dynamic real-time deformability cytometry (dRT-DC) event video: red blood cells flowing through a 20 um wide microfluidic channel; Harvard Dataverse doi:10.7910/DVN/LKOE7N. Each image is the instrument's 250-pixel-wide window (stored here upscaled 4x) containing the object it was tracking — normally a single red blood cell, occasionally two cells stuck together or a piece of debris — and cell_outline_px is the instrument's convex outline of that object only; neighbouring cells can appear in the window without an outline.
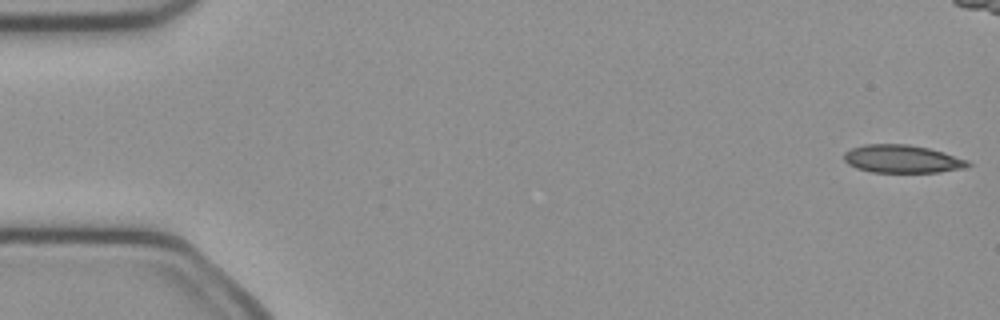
{"species": "common noctule bat (a hibernating species)", "species_latin": "Nyctalus noctula", "temperature_condition": "cold", "stored_images_in_passage": 51, "camera_frame_rate_fps": 3000, "um_per_image_px": 0.085, "animal": {"sex": "female", "body_mass_g": 21.9}, "frame": {"image": 1, "passage_image": 1, "time_ms": 0.0, "image_size_px": [1000, 320], "cell_outline_px": [[972, 164], [964, 168], [940, 172], [872, 172], [856, 168], [848, 164], [844, 160], [844, 152], [852, 148], [864, 144], [908, 144], [928, 148], [944, 152], [968, 160]], "centroid_in_image_um": [76.68, 13.51], "position_along_channel_um": 8.3, "area_um2": 20.23}}
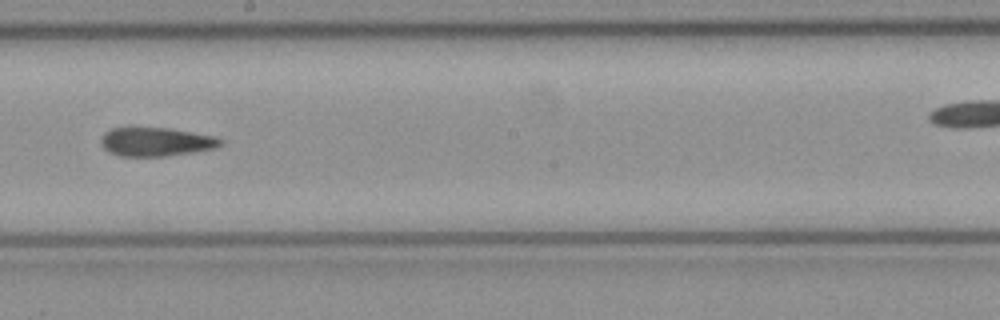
{"frame": {"image": 2, "passage_image": 28, "time_ms": 9.0, "image_size_px": [1000, 320], "cell_outline_px": [[224, 144], [216, 148], [168, 156], [120, 156], [108, 152], [100, 144], [100, 140], [104, 132], [112, 128], [168, 128], [216, 136], [224, 140]], "centroid_in_image_um": [13.28, 12.06], "position_along_channel_um": 234.9, "area_um2": 20.17}}
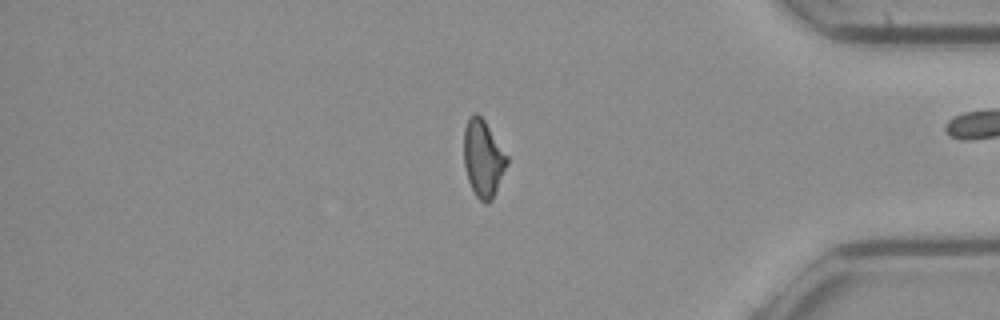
{"frame": {"image": 3, "passage_image": 42, "time_ms": 13.667, "image_size_px": [1000, 320], "cell_outline_px": [[508, 164], [492, 200], [488, 204], [484, 204], [476, 196], [468, 180], [464, 164], [464, 128], [468, 116], [472, 112], [476, 112], [484, 120], [508, 156]], "centroid_in_image_um": [41.06, 13.46], "position_along_channel_um": 394.1, "area_um2": 19.48}, "authors_computed_cell_mechanics": {"area_um2": 20.519, "velocity_mm_per_s": 4.0458, "shape_relaxation_time_tau1_ms": null, "shape_relaxation_time_tau2_ms": 3.6183, "deformation_change_tau1": null, "deformation_change_tau2": 0.1317}}